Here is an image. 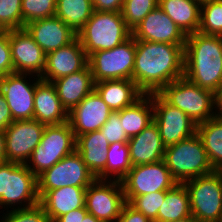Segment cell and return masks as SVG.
Masks as SVG:
<instances>
[{
    "mask_svg": "<svg viewBox=\"0 0 222 222\" xmlns=\"http://www.w3.org/2000/svg\"><path fill=\"white\" fill-rule=\"evenodd\" d=\"M11 59L16 73H29L41 77L45 68L46 54L28 31L9 30Z\"/></svg>",
    "mask_w": 222,
    "mask_h": 222,
    "instance_id": "cell-16",
    "label": "cell"
},
{
    "mask_svg": "<svg viewBox=\"0 0 222 222\" xmlns=\"http://www.w3.org/2000/svg\"><path fill=\"white\" fill-rule=\"evenodd\" d=\"M196 133L214 170H222V119L211 118L197 125Z\"/></svg>",
    "mask_w": 222,
    "mask_h": 222,
    "instance_id": "cell-29",
    "label": "cell"
},
{
    "mask_svg": "<svg viewBox=\"0 0 222 222\" xmlns=\"http://www.w3.org/2000/svg\"><path fill=\"white\" fill-rule=\"evenodd\" d=\"M93 12L92 0H57L55 16L77 34L91 18Z\"/></svg>",
    "mask_w": 222,
    "mask_h": 222,
    "instance_id": "cell-31",
    "label": "cell"
},
{
    "mask_svg": "<svg viewBox=\"0 0 222 222\" xmlns=\"http://www.w3.org/2000/svg\"><path fill=\"white\" fill-rule=\"evenodd\" d=\"M158 4L159 0H124L121 13L127 27L132 31Z\"/></svg>",
    "mask_w": 222,
    "mask_h": 222,
    "instance_id": "cell-34",
    "label": "cell"
},
{
    "mask_svg": "<svg viewBox=\"0 0 222 222\" xmlns=\"http://www.w3.org/2000/svg\"><path fill=\"white\" fill-rule=\"evenodd\" d=\"M165 199V191H157L136 197H125V201L135 210L142 212L152 222L158 221V210Z\"/></svg>",
    "mask_w": 222,
    "mask_h": 222,
    "instance_id": "cell-35",
    "label": "cell"
},
{
    "mask_svg": "<svg viewBox=\"0 0 222 222\" xmlns=\"http://www.w3.org/2000/svg\"><path fill=\"white\" fill-rule=\"evenodd\" d=\"M191 215L199 222H220L222 217V172L214 171L183 182Z\"/></svg>",
    "mask_w": 222,
    "mask_h": 222,
    "instance_id": "cell-8",
    "label": "cell"
},
{
    "mask_svg": "<svg viewBox=\"0 0 222 222\" xmlns=\"http://www.w3.org/2000/svg\"><path fill=\"white\" fill-rule=\"evenodd\" d=\"M14 73L9 43V30L0 32V80L6 75Z\"/></svg>",
    "mask_w": 222,
    "mask_h": 222,
    "instance_id": "cell-40",
    "label": "cell"
},
{
    "mask_svg": "<svg viewBox=\"0 0 222 222\" xmlns=\"http://www.w3.org/2000/svg\"><path fill=\"white\" fill-rule=\"evenodd\" d=\"M214 99V116L215 118L222 119V85L213 93ZM219 112H218V111Z\"/></svg>",
    "mask_w": 222,
    "mask_h": 222,
    "instance_id": "cell-45",
    "label": "cell"
},
{
    "mask_svg": "<svg viewBox=\"0 0 222 222\" xmlns=\"http://www.w3.org/2000/svg\"><path fill=\"white\" fill-rule=\"evenodd\" d=\"M158 94L197 125L215 117L213 92L197 86L184 76L167 84Z\"/></svg>",
    "mask_w": 222,
    "mask_h": 222,
    "instance_id": "cell-6",
    "label": "cell"
},
{
    "mask_svg": "<svg viewBox=\"0 0 222 222\" xmlns=\"http://www.w3.org/2000/svg\"><path fill=\"white\" fill-rule=\"evenodd\" d=\"M153 120L165 147L191 137L197 124L179 108L168 104L158 93H152Z\"/></svg>",
    "mask_w": 222,
    "mask_h": 222,
    "instance_id": "cell-13",
    "label": "cell"
},
{
    "mask_svg": "<svg viewBox=\"0 0 222 222\" xmlns=\"http://www.w3.org/2000/svg\"><path fill=\"white\" fill-rule=\"evenodd\" d=\"M198 32L222 36V0H213L201 4Z\"/></svg>",
    "mask_w": 222,
    "mask_h": 222,
    "instance_id": "cell-33",
    "label": "cell"
},
{
    "mask_svg": "<svg viewBox=\"0 0 222 222\" xmlns=\"http://www.w3.org/2000/svg\"><path fill=\"white\" fill-rule=\"evenodd\" d=\"M57 0H22V29L28 23L55 16Z\"/></svg>",
    "mask_w": 222,
    "mask_h": 222,
    "instance_id": "cell-36",
    "label": "cell"
},
{
    "mask_svg": "<svg viewBox=\"0 0 222 222\" xmlns=\"http://www.w3.org/2000/svg\"><path fill=\"white\" fill-rule=\"evenodd\" d=\"M6 162L5 132L0 131V163Z\"/></svg>",
    "mask_w": 222,
    "mask_h": 222,
    "instance_id": "cell-46",
    "label": "cell"
},
{
    "mask_svg": "<svg viewBox=\"0 0 222 222\" xmlns=\"http://www.w3.org/2000/svg\"><path fill=\"white\" fill-rule=\"evenodd\" d=\"M29 73H10L0 80V92L8 104L13 120H32L34 114V93L40 77L32 83L26 80ZM36 79V80H35Z\"/></svg>",
    "mask_w": 222,
    "mask_h": 222,
    "instance_id": "cell-15",
    "label": "cell"
},
{
    "mask_svg": "<svg viewBox=\"0 0 222 222\" xmlns=\"http://www.w3.org/2000/svg\"><path fill=\"white\" fill-rule=\"evenodd\" d=\"M76 150V137L69 122L46 125L40 143L26 166L38 177L65 156Z\"/></svg>",
    "mask_w": 222,
    "mask_h": 222,
    "instance_id": "cell-7",
    "label": "cell"
},
{
    "mask_svg": "<svg viewBox=\"0 0 222 222\" xmlns=\"http://www.w3.org/2000/svg\"><path fill=\"white\" fill-rule=\"evenodd\" d=\"M0 26L4 30L22 29V0H0Z\"/></svg>",
    "mask_w": 222,
    "mask_h": 222,
    "instance_id": "cell-37",
    "label": "cell"
},
{
    "mask_svg": "<svg viewBox=\"0 0 222 222\" xmlns=\"http://www.w3.org/2000/svg\"><path fill=\"white\" fill-rule=\"evenodd\" d=\"M24 28L45 54L64 47L77 38V34L56 16L32 21Z\"/></svg>",
    "mask_w": 222,
    "mask_h": 222,
    "instance_id": "cell-20",
    "label": "cell"
},
{
    "mask_svg": "<svg viewBox=\"0 0 222 222\" xmlns=\"http://www.w3.org/2000/svg\"><path fill=\"white\" fill-rule=\"evenodd\" d=\"M87 187L65 186L49 190L41 199L40 204L50 222L72 210L85 207Z\"/></svg>",
    "mask_w": 222,
    "mask_h": 222,
    "instance_id": "cell-25",
    "label": "cell"
},
{
    "mask_svg": "<svg viewBox=\"0 0 222 222\" xmlns=\"http://www.w3.org/2000/svg\"><path fill=\"white\" fill-rule=\"evenodd\" d=\"M99 131L110 144L116 142L127 143L129 140L125 131L123 130L120 120V111L113 112Z\"/></svg>",
    "mask_w": 222,
    "mask_h": 222,
    "instance_id": "cell-39",
    "label": "cell"
},
{
    "mask_svg": "<svg viewBox=\"0 0 222 222\" xmlns=\"http://www.w3.org/2000/svg\"><path fill=\"white\" fill-rule=\"evenodd\" d=\"M124 0H94L93 8L100 12H121Z\"/></svg>",
    "mask_w": 222,
    "mask_h": 222,
    "instance_id": "cell-42",
    "label": "cell"
},
{
    "mask_svg": "<svg viewBox=\"0 0 222 222\" xmlns=\"http://www.w3.org/2000/svg\"><path fill=\"white\" fill-rule=\"evenodd\" d=\"M94 89L112 112L131 106L143 93L130 79L105 80L94 83Z\"/></svg>",
    "mask_w": 222,
    "mask_h": 222,
    "instance_id": "cell-26",
    "label": "cell"
},
{
    "mask_svg": "<svg viewBox=\"0 0 222 222\" xmlns=\"http://www.w3.org/2000/svg\"><path fill=\"white\" fill-rule=\"evenodd\" d=\"M81 222H102V221L95 218L92 214L87 213L84 217V220Z\"/></svg>",
    "mask_w": 222,
    "mask_h": 222,
    "instance_id": "cell-48",
    "label": "cell"
},
{
    "mask_svg": "<svg viewBox=\"0 0 222 222\" xmlns=\"http://www.w3.org/2000/svg\"><path fill=\"white\" fill-rule=\"evenodd\" d=\"M195 1L198 2L199 4H203V3L210 2L213 0H195Z\"/></svg>",
    "mask_w": 222,
    "mask_h": 222,
    "instance_id": "cell-49",
    "label": "cell"
},
{
    "mask_svg": "<svg viewBox=\"0 0 222 222\" xmlns=\"http://www.w3.org/2000/svg\"><path fill=\"white\" fill-rule=\"evenodd\" d=\"M136 40L131 36L120 45L88 56L94 83L105 80H133Z\"/></svg>",
    "mask_w": 222,
    "mask_h": 222,
    "instance_id": "cell-9",
    "label": "cell"
},
{
    "mask_svg": "<svg viewBox=\"0 0 222 222\" xmlns=\"http://www.w3.org/2000/svg\"><path fill=\"white\" fill-rule=\"evenodd\" d=\"M62 106L69 113L93 89L94 81L89 65L83 70L52 81Z\"/></svg>",
    "mask_w": 222,
    "mask_h": 222,
    "instance_id": "cell-23",
    "label": "cell"
},
{
    "mask_svg": "<svg viewBox=\"0 0 222 222\" xmlns=\"http://www.w3.org/2000/svg\"><path fill=\"white\" fill-rule=\"evenodd\" d=\"M184 46L136 41L133 81L143 94L159 93L184 76Z\"/></svg>",
    "mask_w": 222,
    "mask_h": 222,
    "instance_id": "cell-1",
    "label": "cell"
},
{
    "mask_svg": "<svg viewBox=\"0 0 222 222\" xmlns=\"http://www.w3.org/2000/svg\"><path fill=\"white\" fill-rule=\"evenodd\" d=\"M13 121L4 95L0 92V131H4Z\"/></svg>",
    "mask_w": 222,
    "mask_h": 222,
    "instance_id": "cell-43",
    "label": "cell"
},
{
    "mask_svg": "<svg viewBox=\"0 0 222 222\" xmlns=\"http://www.w3.org/2000/svg\"><path fill=\"white\" fill-rule=\"evenodd\" d=\"M96 178L75 150L37 177L41 199L49 190L65 186L88 187Z\"/></svg>",
    "mask_w": 222,
    "mask_h": 222,
    "instance_id": "cell-10",
    "label": "cell"
},
{
    "mask_svg": "<svg viewBox=\"0 0 222 222\" xmlns=\"http://www.w3.org/2000/svg\"><path fill=\"white\" fill-rule=\"evenodd\" d=\"M121 183L125 197H136L157 191H168L178 182L172 177L164 160H161L132 166Z\"/></svg>",
    "mask_w": 222,
    "mask_h": 222,
    "instance_id": "cell-12",
    "label": "cell"
},
{
    "mask_svg": "<svg viewBox=\"0 0 222 222\" xmlns=\"http://www.w3.org/2000/svg\"><path fill=\"white\" fill-rule=\"evenodd\" d=\"M88 65V56L76 38L70 44L46 54L41 80L52 82L60 77L83 70Z\"/></svg>",
    "mask_w": 222,
    "mask_h": 222,
    "instance_id": "cell-19",
    "label": "cell"
},
{
    "mask_svg": "<svg viewBox=\"0 0 222 222\" xmlns=\"http://www.w3.org/2000/svg\"><path fill=\"white\" fill-rule=\"evenodd\" d=\"M38 203H40V198L37 177L26 164L1 162L0 207L9 206L11 208L13 206L11 209L14 210L32 207Z\"/></svg>",
    "mask_w": 222,
    "mask_h": 222,
    "instance_id": "cell-5",
    "label": "cell"
},
{
    "mask_svg": "<svg viewBox=\"0 0 222 222\" xmlns=\"http://www.w3.org/2000/svg\"><path fill=\"white\" fill-rule=\"evenodd\" d=\"M163 160L172 177L178 183L208 175L215 171L197 133L176 144L165 147Z\"/></svg>",
    "mask_w": 222,
    "mask_h": 222,
    "instance_id": "cell-4",
    "label": "cell"
},
{
    "mask_svg": "<svg viewBox=\"0 0 222 222\" xmlns=\"http://www.w3.org/2000/svg\"><path fill=\"white\" fill-rule=\"evenodd\" d=\"M127 143L132 166L163 160L165 146L154 120L141 133L129 138Z\"/></svg>",
    "mask_w": 222,
    "mask_h": 222,
    "instance_id": "cell-22",
    "label": "cell"
},
{
    "mask_svg": "<svg viewBox=\"0 0 222 222\" xmlns=\"http://www.w3.org/2000/svg\"><path fill=\"white\" fill-rule=\"evenodd\" d=\"M132 36L121 12L94 10L91 18L77 33L87 56L95 51L112 49Z\"/></svg>",
    "mask_w": 222,
    "mask_h": 222,
    "instance_id": "cell-3",
    "label": "cell"
},
{
    "mask_svg": "<svg viewBox=\"0 0 222 222\" xmlns=\"http://www.w3.org/2000/svg\"><path fill=\"white\" fill-rule=\"evenodd\" d=\"M33 119L45 125L68 122V112L62 106L52 82L40 79L36 83Z\"/></svg>",
    "mask_w": 222,
    "mask_h": 222,
    "instance_id": "cell-21",
    "label": "cell"
},
{
    "mask_svg": "<svg viewBox=\"0 0 222 222\" xmlns=\"http://www.w3.org/2000/svg\"><path fill=\"white\" fill-rule=\"evenodd\" d=\"M45 124L37 120H15L5 130L6 161L26 164L40 143Z\"/></svg>",
    "mask_w": 222,
    "mask_h": 222,
    "instance_id": "cell-14",
    "label": "cell"
},
{
    "mask_svg": "<svg viewBox=\"0 0 222 222\" xmlns=\"http://www.w3.org/2000/svg\"><path fill=\"white\" fill-rule=\"evenodd\" d=\"M120 120L128 138L141 133L153 121L152 94H143L131 106L122 109Z\"/></svg>",
    "mask_w": 222,
    "mask_h": 222,
    "instance_id": "cell-28",
    "label": "cell"
},
{
    "mask_svg": "<svg viewBox=\"0 0 222 222\" xmlns=\"http://www.w3.org/2000/svg\"><path fill=\"white\" fill-rule=\"evenodd\" d=\"M87 213L86 207L78 208L56 218L53 222H81Z\"/></svg>",
    "mask_w": 222,
    "mask_h": 222,
    "instance_id": "cell-44",
    "label": "cell"
},
{
    "mask_svg": "<svg viewBox=\"0 0 222 222\" xmlns=\"http://www.w3.org/2000/svg\"><path fill=\"white\" fill-rule=\"evenodd\" d=\"M109 146L110 143L100 131L89 132L76 137V151L81 155L83 162L96 179L105 180Z\"/></svg>",
    "mask_w": 222,
    "mask_h": 222,
    "instance_id": "cell-24",
    "label": "cell"
},
{
    "mask_svg": "<svg viewBox=\"0 0 222 222\" xmlns=\"http://www.w3.org/2000/svg\"><path fill=\"white\" fill-rule=\"evenodd\" d=\"M132 37L136 41L169 44H185L187 38L159 5L132 30Z\"/></svg>",
    "mask_w": 222,
    "mask_h": 222,
    "instance_id": "cell-17",
    "label": "cell"
},
{
    "mask_svg": "<svg viewBox=\"0 0 222 222\" xmlns=\"http://www.w3.org/2000/svg\"><path fill=\"white\" fill-rule=\"evenodd\" d=\"M153 222H163V221H153ZM171 222H199V221L193 215H190L186 218Z\"/></svg>",
    "mask_w": 222,
    "mask_h": 222,
    "instance_id": "cell-47",
    "label": "cell"
},
{
    "mask_svg": "<svg viewBox=\"0 0 222 222\" xmlns=\"http://www.w3.org/2000/svg\"><path fill=\"white\" fill-rule=\"evenodd\" d=\"M7 212L1 217L0 222H50L40 203L32 207L12 209Z\"/></svg>",
    "mask_w": 222,
    "mask_h": 222,
    "instance_id": "cell-38",
    "label": "cell"
},
{
    "mask_svg": "<svg viewBox=\"0 0 222 222\" xmlns=\"http://www.w3.org/2000/svg\"><path fill=\"white\" fill-rule=\"evenodd\" d=\"M184 77L213 93L222 85V36L200 32L187 35Z\"/></svg>",
    "mask_w": 222,
    "mask_h": 222,
    "instance_id": "cell-2",
    "label": "cell"
},
{
    "mask_svg": "<svg viewBox=\"0 0 222 222\" xmlns=\"http://www.w3.org/2000/svg\"><path fill=\"white\" fill-rule=\"evenodd\" d=\"M87 212L102 222H116L126 203L121 181L95 179L85 192Z\"/></svg>",
    "mask_w": 222,
    "mask_h": 222,
    "instance_id": "cell-11",
    "label": "cell"
},
{
    "mask_svg": "<svg viewBox=\"0 0 222 222\" xmlns=\"http://www.w3.org/2000/svg\"><path fill=\"white\" fill-rule=\"evenodd\" d=\"M158 5L186 36L198 32L201 4L195 0H159Z\"/></svg>",
    "mask_w": 222,
    "mask_h": 222,
    "instance_id": "cell-27",
    "label": "cell"
},
{
    "mask_svg": "<svg viewBox=\"0 0 222 222\" xmlns=\"http://www.w3.org/2000/svg\"><path fill=\"white\" fill-rule=\"evenodd\" d=\"M190 215L189 194L183 183L165 191L164 202L158 210V221H177Z\"/></svg>",
    "mask_w": 222,
    "mask_h": 222,
    "instance_id": "cell-30",
    "label": "cell"
},
{
    "mask_svg": "<svg viewBox=\"0 0 222 222\" xmlns=\"http://www.w3.org/2000/svg\"><path fill=\"white\" fill-rule=\"evenodd\" d=\"M112 110L93 89L76 107L68 113V122L75 137L99 131L106 123Z\"/></svg>",
    "mask_w": 222,
    "mask_h": 222,
    "instance_id": "cell-18",
    "label": "cell"
},
{
    "mask_svg": "<svg viewBox=\"0 0 222 222\" xmlns=\"http://www.w3.org/2000/svg\"><path fill=\"white\" fill-rule=\"evenodd\" d=\"M116 222H152L142 212L135 210L127 202L123 205Z\"/></svg>",
    "mask_w": 222,
    "mask_h": 222,
    "instance_id": "cell-41",
    "label": "cell"
},
{
    "mask_svg": "<svg viewBox=\"0 0 222 222\" xmlns=\"http://www.w3.org/2000/svg\"><path fill=\"white\" fill-rule=\"evenodd\" d=\"M131 168L128 143L116 142L110 144L107 151L105 180L121 181Z\"/></svg>",
    "mask_w": 222,
    "mask_h": 222,
    "instance_id": "cell-32",
    "label": "cell"
}]
</instances>
